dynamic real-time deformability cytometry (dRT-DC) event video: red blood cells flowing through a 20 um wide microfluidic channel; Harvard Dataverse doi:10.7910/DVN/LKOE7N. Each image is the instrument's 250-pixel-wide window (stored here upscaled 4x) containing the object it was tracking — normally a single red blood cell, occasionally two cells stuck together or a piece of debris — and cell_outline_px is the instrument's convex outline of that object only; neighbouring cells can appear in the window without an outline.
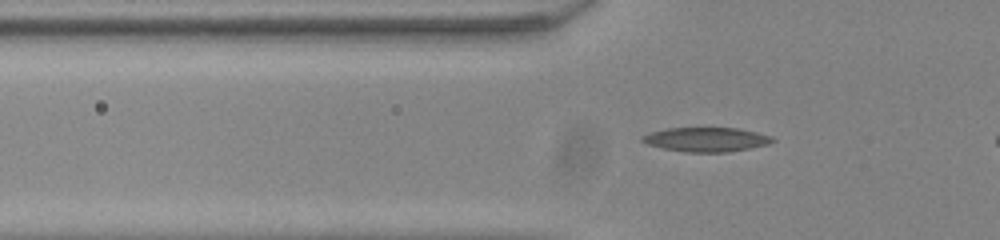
{"species": "common noctule bat (a hibernating species)", "species_latin": "Nyctalus noctula", "temperature_condition": "room temperature", "stored_images_in_passage": 42, "camera_frame_rate_fps": 3000, "um_per_image_px": 0.085, "animal": {"sex": "male", "body_mass_g": 20.0, "forearm_length_mm": 53.3}, "frame": {"image": 1, "passage_image": 12, "time_ms": 3.667, "image_size_px": [1000, 240], "cell_outline_px": [[776, 140], [768, 144], [752, 148], [728, 152], [684, 152], [664, 148], [648, 144], [640, 140], [640, 136], [652, 132], [668, 128], [736, 128], [756, 132], [772, 136]], "centroid_in_image_um": [60.05, 11.86], "position_along_channel_um": 65.7, "area_um2": 18.38}}
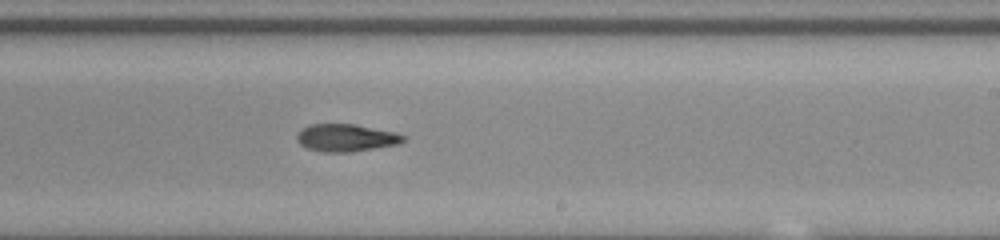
{"frame": {"image": 2, "passage_image": 27, "time_ms": 8.667, "image_size_px": [1000, 240], "cell_outline_px": [[404, 140], [400, 144], [348, 152], [324, 152], [308, 148], [300, 144], [296, 140], [296, 136], [300, 128], [308, 124], [352, 124], [396, 132], [404, 136]], "centroid_in_image_um": [29.37, 11.7], "position_along_channel_um": 259.6, "area_um2": 16.99}}
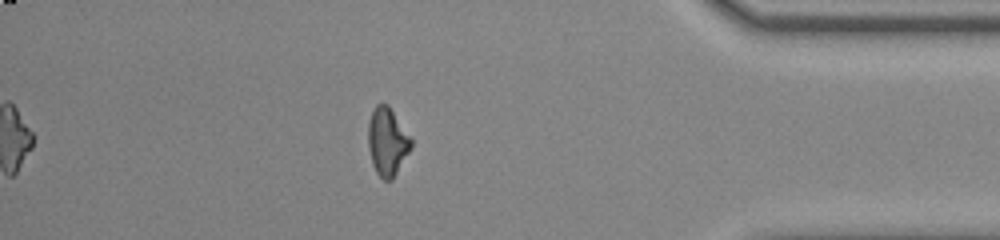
{"frame": {"image": 3, "passage_image": 40, "time_ms": 13.0, "image_size_px": [1000, 240], "cell_outline_px": [[412, 148], [392, 180], [384, 180], [376, 172], [372, 164], [368, 148], [368, 124], [372, 112], [376, 104], [388, 104], [412, 136]], "centroid_in_image_um": [32.94, 12.03], "position_along_channel_um": 402.3, "area_um2": 17.28}}